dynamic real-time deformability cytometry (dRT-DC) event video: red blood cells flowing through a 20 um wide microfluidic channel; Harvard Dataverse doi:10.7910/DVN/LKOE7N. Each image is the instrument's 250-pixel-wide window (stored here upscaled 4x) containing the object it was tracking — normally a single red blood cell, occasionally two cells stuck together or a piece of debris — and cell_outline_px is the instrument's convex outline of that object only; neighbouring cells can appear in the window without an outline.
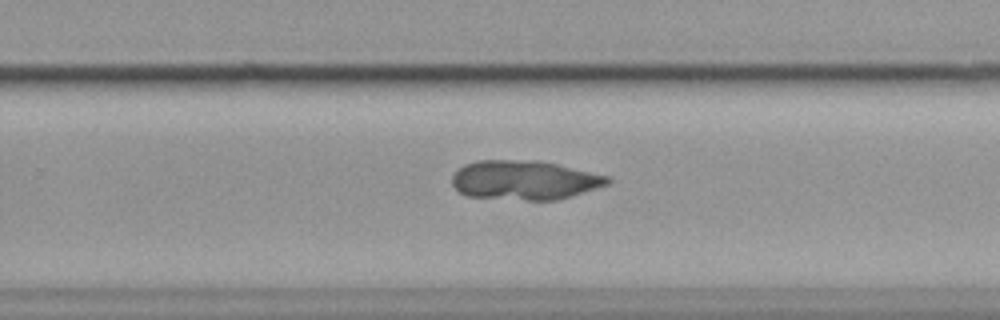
{"species": "common noctule bat (a hibernating species)", "species_latin": "Nyctalus noctula", "temperature_condition": "cold", "stored_images_in_passage": 56, "camera_frame_rate_fps": 3000, "um_per_image_px": 0.085, "animal": {"sex": "female", "body_mass_g": 19.9}, "frame": {"image": 1, "passage_image": 36, "time_ms": 11.667, "image_size_px": [1000, 320], "cell_outline_px": [[612, 180], [608, 184], [560, 200], [528, 200], [468, 196], [460, 192], [452, 184], [452, 176], [464, 164], [476, 160], [536, 160], [556, 164], [608, 176]], "centroid_in_image_um": [44.57, 15.31], "position_along_channel_um": 285.2, "area_um2": 35.43}}
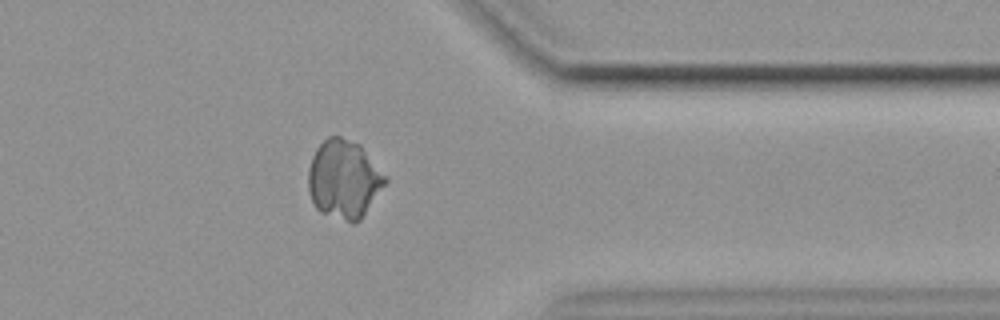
{"frame": {"image": 2, "passage_image": 45, "time_ms": 14.667, "image_size_px": [1000, 320], "cell_outline_px": [[388, 180], [360, 220], [352, 224], [320, 212], [316, 208], [308, 192], [308, 168], [312, 156], [316, 148], [328, 136], [340, 136], [360, 144], [388, 176]], "centroid_in_image_um": [29.23, 15.23], "position_along_channel_um": 382.2, "area_um2": 35.55}}